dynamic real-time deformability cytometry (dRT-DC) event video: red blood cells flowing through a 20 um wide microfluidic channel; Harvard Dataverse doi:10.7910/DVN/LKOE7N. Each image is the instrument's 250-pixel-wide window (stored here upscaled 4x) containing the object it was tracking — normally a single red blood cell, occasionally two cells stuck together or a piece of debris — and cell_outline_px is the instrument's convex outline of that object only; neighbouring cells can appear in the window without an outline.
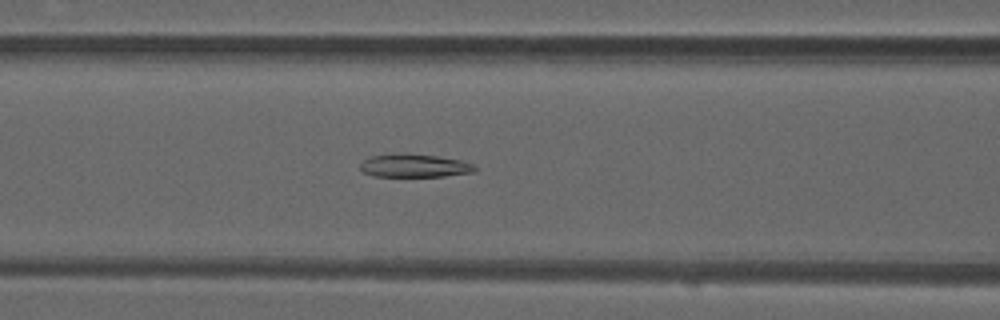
{"species": "common noctule bat (a hibernating species)", "species_latin": "Nyctalus noctula", "temperature_condition": "warm", "stored_images_in_passage": 40, "camera_frame_rate_fps": 3000, "um_per_image_px": 0.085, "animal": {"sex": "male", "forearm_length_mm": 52.5}, "frame": {"image": 1, "passage_image": 16, "time_ms": 5.0, "image_size_px": [1000, 320], "cell_outline_px": [[476, 168], [472, 172], [444, 176], [372, 176], [364, 172], [360, 168], [360, 164], [364, 160], [372, 156], [392, 152], [404, 152], [436, 156], [460, 160], [476, 164]], "centroid_in_image_um": [35.2, 14.06], "position_along_channel_um": 131.4, "area_um2": 15.66}}
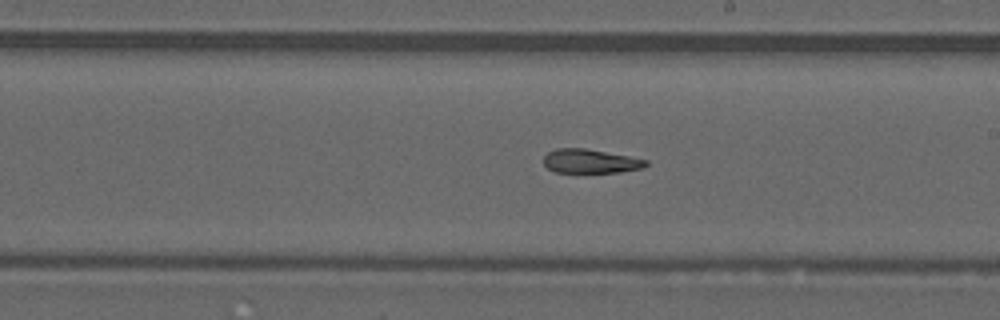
{"frame": {"image": 2, "passage_image": 24, "time_ms": 7.667, "image_size_px": [1000, 320], "cell_outline_px": [[648, 164], [644, 168], [620, 172], [552, 172], [544, 164], [544, 156], [548, 152], [556, 148], [584, 148], [628, 156], [648, 160]], "centroid_in_image_um": [50.18, 13.7], "position_along_channel_um": 238.8, "area_um2": 14.28}}
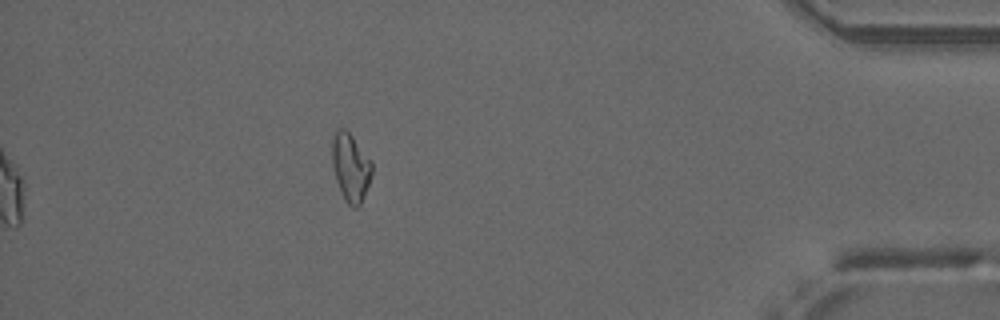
{"frame": {"image": 3, "passage_image": 40, "time_ms": 13.0, "image_size_px": [1000, 320], "cell_outline_px": [[372, 172], [368, 184], [360, 204], [356, 208], [352, 208], [344, 200], [336, 180], [332, 164], [332, 140], [336, 128], [344, 128], [352, 136], [372, 160]], "centroid_in_image_um": [29.79, 14.21], "position_along_channel_um": 405.4, "area_um2": 15.78}, "authors_computed_cell_mechanics": {"area_um2": 15.7505, "velocity_mm_per_s": 4.0444, "shape_relaxation_time_tau1_ms": null, "shape_relaxation_time_tau2_ms": 3.798, "deformation_change_tau1": null, "deformation_change_tau2": 0.0882}}